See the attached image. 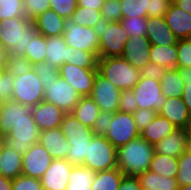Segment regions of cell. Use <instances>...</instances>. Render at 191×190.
Segmentation results:
<instances>
[{"instance_id":"cell-1","label":"cell","mask_w":191,"mask_h":190,"mask_svg":"<svg viewBox=\"0 0 191 190\" xmlns=\"http://www.w3.org/2000/svg\"><path fill=\"white\" fill-rule=\"evenodd\" d=\"M39 34L34 21L26 17L0 20V44L9 54L25 56L31 39Z\"/></svg>"},{"instance_id":"cell-2","label":"cell","mask_w":191,"mask_h":190,"mask_svg":"<svg viewBox=\"0 0 191 190\" xmlns=\"http://www.w3.org/2000/svg\"><path fill=\"white\" fill-rule=\"evenodd\" d=\"M154 145L139 136L117 149V167L126 176L138 177L149 170Z\"/></svg>"},{"instance_id":"cell-3","label":"cell","mask_w":191,"mask_h":190,"mask_svg":"<svg viewBox=\"0 0 191 190\" xmlns=\"http://www.w3.org/2000/svg\"><path fill=\"white\" fill-rule=\"evenodd\" d=\"M60 128L70 144L66 159L73 166H83L88 150V140L95 135L93 129L86 127L71 113L64 115Z\"/></svg>"},{"instance_id":"cell-4","label":"cell","mask_w":191,"mask_h":190,"mask_svg":"<svg viewBox=\"0 0 191 190\" xmlns=\"http://www.w3.org/2000/svg\"><path fill=\"white\" fill-rule=\"evenodd\" d=\"M97 70L120 91L133 89L140 78V70L121 56L98 58Z\"/></svg>"},{"instance_id":"cell-5","label":"cell","mask_w":191,"mask_h":190,"mask_svg":"<svg viewBox=\"0 0 191 190\" xmlns=\"http://www.w3.org/2000/svg\"><path fill=\"white\" fill-rule=\"evenodd\" d=\"M92 29L99 37L98 58L122 56L129 36L121 22H109L102 17Z\"/></svg>"},{"instance_id":"cell-6","label":"cell","mask_w":191,"mask_h":190,"mask_svg":"<svg viewBox=\"0 0 191 190\" xmlns=\"http://www.w3.org/2000/svg\"><path fill=\"white\" fill-rule=\"evenodd\" d=\"M83 166L94 172L116 168L117 148L105 136L95 134L88 140V150Z\"/></svg>"},{"instance_id":"cell-7","label":"cell","mask_w":191,"mask_h":190,"mask_svg":"<svg viewBox=\"0 0 191 190\" xmlns=\"http://www.w3.org/2000/svg\"><path fill=\"white\" fill-rule=\"evenodd\" d=\"M13 88L12 100L30 108L44 100V90L34 69L22 76H15Z\"/></svg>"},{"instance_id":"cell-8","label":"cell","mask_w":191,"mask_h":190,"mask_svg":"<svg viewBox=\"0 0 191 190\" xmlns=\"http://www.w3.org/2000/svg\"><path fill=\"white\" fill-rule=\"evenodd\" d=\"M139 136L140 132L132 113L120 111L113 113V119L105 137L117 149Z\"/></svg>"},{"instance_id":"cell-9","label":"cell","mask_w":191,"mask_h":190,"mask_svg":"<svg viewBox=\"0 0 191 190\" xmlns=\"http://www.w3.org/2000/svg\"><path fill=\"white\" fill-rule=\"evenodd\" d=\"M44 90V101L52 103L64 113H72L80 99V95L63 78L47 83Z\"/></svg>"},{"instance_id":"cell-10","label":"cell","mask_w":191,"mask_h":190,"mask_svg":"<svg viewBox=\"0 0 191 190\" xmlns=\"http://www.w3.org/2000/svg\"><path fill=\"white\" fill-rule=\"evenodd\" d=\"M40 132L35 120H20L3 140L10 148L23 155L34 143H38Z\"/></svg>"},{"instance_id":"cell-11","label":"cell","mask_w":191,"mask_h":190,"mask_svg":"<svg viewBox=\"0 0 191 190\" xmlns=\"http://www.w3.org/2000/svg\"><path fill=\"white\" fill-rule=\"evenodd\" d=\"M138 109H150L159 112L166 102L162 95L160 81L140 77L138 83L133 87Z\"/></svg>"},{"instance_id":"cell-12","label":"cell","mask_w":191,"mask_h":190,"mask_svg":"<svg viewBox=\"0 0 191 190\" xmlns=\"http://www.w3.org/2000/svg\"><path fill=\"white\" fill-rule=\"evenodd\" d=\"M63 37L68 46L92 52L98 57L99 37L91 27L81 26L68 20Z\"/></svg>"},{"instance_id":"cell-13","label":"cell","mask_w":191,"mask_h":190,"mask_svg":"<svg viewBox=\"0 0 191 190\" xmlns=\"http://www.w3.org/2000/svg\"><path fill=\"white\" fill-rule=\"evenodd\" d=\"M60 77L68 82L80 96H89L93 89L97 69H84L70 63L60 68Z\"/></svg>"},{"instance_id":"cell-14","label":"cell","mask_w":191,"mask_h":190,"mask_svg":"<svg viewBox=\"0 0 191 190\" xmlns=\"http://www.w3.org/2000/svg\"><path fill=\"white\" fill-rule=\"evenodd\" d=\"M121 91L98 72L89 95L103 112L115 113L119 109Z\"/></svg>"},{"instance_id":"cell-15","label":"cell","mask_w":191,"mask_h":190,"mask_svg":"<svg viewBox=\"0 0 191 190\" xmlns=\"http://www.w3.org/2000/svg\"><path fill=\"white\" fill-rule=\"evenodd\" d=\"M53 158L41 145L34 143L31 148L23 154L22 174L41 179L44 172L49 168Z\"/></svg>"},{"instance_id":"cell-16","label":"cell","mask_w":191,"mask_h":190,"mask_svg":"<svg viewBox=\"0 0 191 190\" xmlns=\"http://www.w3.org/2000/svg\"><path fill=\"white\" fill-rule=\"evenodd\" d=\"M20 120H34L31 108L14 100L2 101L0 138H4Z\"/></svg>"},{"instance_id":"cell-17","label":"cell","mask_w":191,"mask_h":190,"mask_svg":"<svg viewBox=\"0 0 191 190\" xmlns=\"http://www.w3.org/2000/svg\"><path fill=\"white\" fill-rule=\"evenodd\" d=\"M73 165L67 159H53L40 179L44 190H66Z\"/></svg>"},{"instance_id":"cell-18","label":"cell","mask_w":191,"mask_h":190,"mask_svg":"<svg viewBox=\"0 0 191 190\" xmlns=\"http://www.w3.org/2000/svg\"><path fill=\"white\" fill-rule=\"evenodd\" d=\"M151 43L146 36L129 37L124 45L123 57L134 68L141 70L148 63H151Z\"/></svg>"},{"instance_id":"cell-19","label":"cell","mask_w":191,"mask_h":190,"mask_svg":"<svg viewBox=\"0 0 191 190\" xmlns=\"http://www.w3.org/2000/svg\"><path fill=\"white\" fill-rule=\"evenodd\" d=\"M31 112L40 131L59 128L66 114L56 105L44 100L31 107Z\"/></svg>"},{"instance_id":"cell-20","label":"cell","mask_w":191,"mask_h":190,"mask_svg":"<svg viewBox=\"0 0 191 190\" xmlns=\"http://www.w3.org/2000/svg\"><path fill=\"white\" fill-rule=\"evenodd\" d=\"M39 143L49 152L53 159H66L70 144L64 137L61 128L40 132Z\"/></svg>"},{"instance_id":"cell-21","label":"cell","mask_w":191,"mask_h":190,"mask_svg":"<svg viewBox=\"0 0 191 190\" xmlns=\"http://www.w3.org/2000/svg\"><path fill=\"white\" fill-rule=\"evenodd\" d=\"M188 149L189 140L186 129H176L154 145L155 153L175 158H179Z\"/></svg>"},{"instance_id":"cell-22","label":"cell","mask_w":191,"mask_h":190,"mask_svg":"<svg viewBox=\"0 0 191 190\" xmlns=\"http://www.w3.org/2000/svg\"><path fill=\"white\" fill-rule=\"evenodd\" d=\"M164 18L178 40L191 38V14L171 2Z\"/></svg>"},{"instance_id":"cell-23","label":"cell","mask_w":191,"mask_h":190,"mask_svg":"<svg viewBox=\"0 0 191 190\" xmlns=\"http://www.w3.org/2000/svg\"><path fill=\"white\" fill-rule=\"evenodd\" d=\"M158 114L167 118L177 129H186L191 120L187 106L183 99L178 97L166 98Z\"/></svg>"},{"instance_id":"cell-24","label":"cell","mask_w":191,"mask_h":190,"mask_svg":"<svg viewBox=\"0 0 191 190\" xmlns=\"http://www.w3.org/2000/svg\"><path fill=\"white\" fill-rule=\"evenodd\" d=\"M146 37L153 45L170 46L178 41L164 17H147Z\"/></svg>"},{"instance_id":"cell-25","label":"cell","mask_w":191,"mask_h":190,"mask_svg":"<svg viewBox=\"0 0 191 190\" xmlns=\"http://www.w3.org/2000/svg\"><path fill=\"white\" fill-rule=\"evenodd\" d=\"M33 21L39 34L45 37L63 35L67 23L66 19L51 9L40 14Z\"/></svg>"},{"instance_id":"cell-26","label":"cell","mask_w":191,"mask_h":190,"mask_svg":"<svg viewBox=\"0 0 191 190\" xmlns=\"http://www.w3.org/2000/svg\"><path fill=\"white\" fill-rule=\"evenodd\" d=\"M23 155L10 148L3 140L0 151V175L11 180L22 174Z\"/></svg>"},{"instance_id":"cell-27","label":"cell","mask_w":191,"mask_h":190,"mask_svg":"<svg viewBox=\"0 0 191 190\" xmlns=\"http://www.w3.org/2000/svg\"><path fill=\"white\" fill-rule=\"evenodd\" d=\"M176 129L167 118L157 114L156 118L140 132V136L155 145Z\"/></svg>"},{"instance_id":"cell-28","label":"cell","mask_w":191,"mask_h":190,"mask_svg":"<svg viewBox=\"0 0 191 190\" xmlns=\"http://www.w3.org/2000/svg\"><path fill=\"white\" fill-rule=\"evenodd\" d=\"M100 112L99 106L90 96H81L71 114L86 127L93 128Z\"/></svg>"},{"instance_id":"cell-29","label":"cell","mask_w":191,"mask_h":190,"mask_svg":"<svg viewBox=\"0 0 191 190\" xmlns=\"http://www.w3.org/2000/svg\"><path fill=\"white\" fill-rule=\"evenodd\" d=\"M138 178L142 189L179 190L180 187L176 178L164 177L150 170L141 173Z\"/></svg>"},{"instance_id":"cell-30","label":"cell","mask_w":191,"mask_h":190,"mask_svg":"<svg viewBox=\"0 0 191 190\" xmlns=\"http://www.w3.org/2000/svg\"><path fill=\"white\" fill-rule=\"evenodd\" d=\"M177 56V43L170 46L151 44L149 54L151 63L163 66L166 69H173L176 68Z\"/></svg>"},{"instance_id":"cell-31","label":"cell","mask_w":191,"mask_h":190,"mask_svg":"<svg viewBox=\"0 0 191 190\" xmlns=\"http://www.w3.org/2000/svg\"><path fill=\"white\" fill-rule=\"evenodd\" d=\"M46 62L60 68L67 54V44L63 35L46 37Z\"/></svg>"},{"instance_id":"cell-32","label":"cell","mask_w":191,"mask_h":190,"mask_svg":"<svg viewBox=\"0 0 191 190\" xmlns=\"http://www.w3.org/2000/svg\"><path fill=\"white\" fill-rule=\"evenodd\" d=\"M162 95L165 98H181L184 90V83L179 69H167L160 80Z\"/></svg>"},{"instance_id":"cell-33","label":"cell","mask_w":191,"mask_h":190,"mask_svg":"<svg viewBox=\"0 0 191 190\" xmlns=\"http://www.w3.org/2000/svg\"><path fill=\"white\" fill-rule=\"evenodd\" d=\"M96 172L84 166H73L66 190H91Z\"/></svg>"},{"instance_id":"cell-34","label":"cell","mask_w":191,"mask_h":190,"mask_svg":"<svg viewBox=\"0 0 191 190\" xmlns=\"http://www.w3.org/2000/svg\"><path fill=\"white\" fill-rule=\"evenodd\" d=\"M124 173L118 168L96 172L91 190H118Z\"/></svg>"},{"instance_id":"cell-35","label":"cell","mask_w":191,"mask_h":190,"mask_svg":"<svg viewBox=\"0 0 191 190\" xmlns=\"http://www.w3.org/2000/svg\"><path fill=\"white\" fill-rule=\"evenodd\" d=\"M149 170L164 177L176 178L178 173V158L154 153Z\"/></svg>"},{"instance_id":"cell-36","label":"cell","mask_w":191,"mask_h":190,"mask_svg":"<svg viewBox=\"0 0 191 190\" xmlns=\"http://www.w3.org/2000/svg\"><path fill=\"white\" fill-rule=\"evenodd\" d=\"M64 63L74 64L84 69H97L98 57L92 52L79 50L67 45Z\"/></svg>"},{"instance_id":"cell-37","label":"cell","mask_w":191,"mask_h":190,"mask_svg":"<svg viewBox=\"0 0 191 190\" xmlns=\"http://www.w3.org/2000/svg\"><path fill=\"white\" fill-rule=\"evenodd\" d=\"M46 37L38 34L31 39L29 48L25 52V57L32 65L35 63L46 62Z\"/></svg>"},{"instance_id":"cell-38","label":"cell","mask_w":191,"mask_h":190,"mask_svg":"<svg viewBox=\"0 0 191 190\" xmlns=\"http://www.w3.org/2000/svg\"><path fill=\"white\" fill-rule=\"evenodd\" d=\"M122 17H148L150 0H120Z\"/></svg>"},{"instance_id":"cell-39","label":"cell","mask_w":191,"mask_h":190,"mask_svg":"<svg viewBox=\"0 0 191 190\" xmlns=\"http://www.w3.org/2000/svg\"><path fill=\"white\" fill-rule=\"evenodd\" d=\"M101 18L102 14L99 10L77 7L73 12L70 21L81 26L92 28V26H94Z\"/></svg>"},{"instance_id":"cell-40","label":"cell","mask_w":191,"mask_h":190,"mask_svg":"<svg viewBox=\"0 0 191 190\" xmlns=\"http://www.w3.org/2000/svg\"><path fill=\"white\" fill-rule=\"evenodd\" d=\"M120 22L129 37L146 36L147 17H122Z\"/></svg>"},{"instance_id":"cell-41","label":"cell","mask_w":191,"mask_h":190,"mask_svg":"<svg viewBox=\"0 0 191 190\" xmlns=\"http://www.w3.org/2000/svg\"><path fill=\"white\" fill-rule=\"evenodd\" d=\"M176 180L180 186L191 184V150H186L178 158V173Z\"/></svg>"},{"instance_id":"cell-42","label":"cell","mask_w":191,"mask_h":190,"mask_svg":"<svg viewBox=\"0 0 191 190\" xmlns=\"http://www.w3.org/2000/svg\"><path fill=\"white\" fill-rule=\"evenodd\" d=\"M33 69L39 77L43 89L47 83L57 81V79L60 78L59 69L47 62L35 63Z\"/></svg>"},{"instance_id":"cell-43","label":"cell","mask_w":191,"mask_h":190,"mask_svg":"<svg viewBox=\"0 0 191 190\" xmlns=\"http://www.w3.org/2000/svg\"><path fill=\"white\" fill-rule=\"evenodd\" d=\"M25 17L23 0H0V20Z\"/></svg>"},{"instance_id":"cell-44","label":"cell","mask_w":191,"mask_h":190,"mask_svg":"<svg viewBox=\"0 0 191 190\" xmlns=\"http://www.w3.org/2000/svg\"><path fill=\"white\" fill-rule=\"evenodd\" d=\"M33 69V65L25 56L9 54L6 71L10 72L14 77L22 76Z\"/></svg>"},{"instance_id":"cell-45","label":"cell","mask_w":191,"mask_h":190,"mask_svg":"<svg viewBox=\"0 0 191 190\" xmlns=\"http://www.w3.org/2000/svg\"><path fill=\"white\" fill-rule=\"evenodd\" d=\"M177 69H184L191 67V38L179 39L177 41Z\"/></svg>"},{"instance_id":"cell-46","label":"cell","mask_w":191,"mask_h":190,"mask_svg":"<svg viewBox=\"0 0 191 190\" xmlns=\"http://www.w3.org/2000/svg\"><path fill=\"white\" fill-rule=\"evenodd\" d=\"M23 4L25 17L32 21L50 9V0H23Z\"/></svg>"},{"instance_id":"cell-47","label":"cell","mask_w":191,"mask_h":190,"mask_svg":"<svg viewBox=\"0 0 191 190\" xmlns=\"http://www.w3.org/2000/svg\"><path fill=\"white\" fill-rule=\"evenodd\" d=\"M50 9L68 21L77 9V0H50Z\"/></svg>"},{"instance_id":"cell-48","label":"cell","mask_w":191,"mask_h":190,"mask_svg":"<svg viewBox=\"0 0 191 190\" xmlns=\"http://www.w3.org/2000/svg\"><path fill=\"white\" fill-rule=\"evenodd\" d=\"M120 0H105L101 8L102 17L109 22H120L122 18Z\"/></svg>"},{"instance_id":"cell-49","label":"cell","mask_w":191,"mask_h":190,"mask_svg":"<svg viewBox=\"0 0 191 190\" xmlns=\"http://www.w3.org/2000/svg\"><path fill=\"white\" fill-rule=\"evenodd\" d=\"M12 190H44L40 179L21 174L12 180Z\"/></svg>"},{"instance_id":"cell-50","label":"cell","mask_w":191,"mask_h":190,"mask_svg":"<svg viewBox=\"0 0 191 190\" xmlns=\"http://www.w3.org/2000/svg\"><path fill=\"white\" fill-rule=\"evenodd\" d=\"M15 77L8 71H0V101L12 100Z\"/></svg>"},{"instance_id":"cell-51","label":"cell","mask_w":191,"mask_h":190,"mask_svg":"<svg viewBox=\"0 0 191 190\" xmlns=\"http://www.w3.org/2000/svg\"><path fill=\"white\" fill-rule=\"evenodd\" d=\"M137 109L138 105L133 90L128 89L121 91L118 111L133 114Z\"/></svg>"},{"instance_id":"cell-52","label":"cell","mask_w":191,"mask_h":190,"mask_svg":"<svg viewBox=\"0 0 191 190\" xmlns=\"http://www.w3.org/2000/svg\"><path fill=\"white\" fill-rule=\"evenodd\" d=\"M158 112L150 109H137L133 113V117L135 119V123L137 125V128L139 132H141L143 129L149 125L153 119L156 118Z\"/></svg>"},{"instance_id":"cell-53","label":"cell","mask_w":191,"mask_h":190,"mask_svg":"<svg viewBox=\"0 0 191 190\" xmlns=\"http://www.w3.org/2000/svg\"><path fill=\"white\" fill-rule=\"evenodd\" d=\"M112 119H113V113L101 111L92 128L94 134L105 136L106 133L108 132Z\"/></svg>"},{"instance_id":"cell-54","label":"cell","mask_w":191,"mask_h":190,"mask_svg":"<svg viewBox=\"0 0 191 190\" xmlns=\"http://www.w3.org/2000/svg\"><path fill=\"white\" fill-rule=\"evenodd\" d=\"M172 0H150L147 8L148 17H164Z\"/></svg>"},{"instance_id":"cell-55","label":"cell","mask_w":191,"mask_h":190,"mask_svg":"<svg viewBox=\"0 0 191 190\" xmlns=\"http://www.w3.org/2000/svg\"><path fill=\"white\" fill-rule=\"evenodd\" d=\"M166 70L167 69L163 66L154 63H148L140 70V77L160 81Z\"/></svg>"},{"instance_id":"cell-56","label":"cell","mask_w":191,"mask_h":190,"mask_svg":"<svg viewBox=\"0 0 191 190\" xmlns=\"http://www.w3.org/2000/svg\"><path fill=\"white\" fill-rule=\"evenodd\" d=\"M118 190H142L139 178L124 175Z\"/></svg>"},{"instance_id":"cell-57","label":"cell","mask_w":191,"mask_h":190,"mask_svg":"<svg viewBox=\"0 0 191 190\" xmlns=\"http://www.w3.org/2000/svg\"><path fill=\"white\" fill-rule=\"evenodd\" d=\"M105 0H77V7L95 9L101 11Z\"/></svg>"},{"instance_id":"cell-58","label":"cell","mask_w":191,"mask_h":190,"mask_svg":"<svg viewBox=\"0 0 191 190\" xmlns=\"http://www.w3.org/2000/svg\"><path fill=\"white\" fill-rule=\"evenodd\" d=\"M191 114V84H185L183 94L181 97Z\"/></svg>"},{"instance_id":"cell-59","label":"cell","mask_w":191,"mask_h":190,"mask_svg":"<svg viewBox=\"0 0 191 190\" xmlns=\"http://www.w3.org/2000/svg\"><path fill=\"white\" fill-rule=\"evenodd\" d=\"M9 52L0 44V71H5L7 67Z\"/></svg>"},{"instance_id":"cell-60","label":"cell","mask_w":191,"mask_h":190,"mask_svg":"<svg viewBox=\"0 0 191 190\" xmlns=\"http://www.w3.org/2000/svg\"><path fill=\"white\" fill-rule=\"evenodd\" d=\"M172 2L180 9L185 10L191 14V0H172Z\"/></svg>"},{"instance_id":"cell-61","label":"cell","mask_w":191,"mask_h":190,"mask_svg":"<svg viewBox=\"0 0 191 190\" xmlns=\"http://www.w3.org/2000/svg\"><path fill=\"white\" fill-rule=\"evenodd\" d=\"M184 85L191 84V67L179 69Z\"/></svg>"},{"instance_id":"cell-62","label":"cell","mask_w":191,"mask_h":190,"mask_svg":"<svg viewBox=\"0 0 191 190\" xmlns=\"http://www.w3.org/2000/svg\"><path fill=\"white\" fill-rule=\"evenodd\" d=\"M0 190H12V180L0 175Z\"/></svg>"},{"instance_id":"cell-63","label":"cell","mask_w":191,"mask_h":190,"mask_svg":"<svg viewBox=\"0 0 191 190\" xmlns=\"http://www.w3.org/2000/svg\"><path fill=\"white\" fill-rule=\"evenodd\" d=\"M186 131H187V137L189 140V149L191 150V120H190L189 125L186 128Z\"/></svg>"},{"instance_id":"cell-64","label":"cell","mask_w":191,"mask_h":190,"mask_svg":"<svg viewBox=\"0 0 191 190\" xmlns=\"http://www.w3.org/2000/svg\"><path fill=\"white\" fill-rule=\"evenodd\" d=\"M179 190H191V184L185 185V186H180Z\"/></svg>"},{"instance_id":"cell-65","label":"cell","mask_w":191,"mask_h":190,"mask_svg":"<svg viewBox=\"0 0 191 190\" xmlns=\"http://www.w3.org/2000/svg\"><path fill=\"white\" fill-rule=\"evenodd\" d=\"M3 144V138H0V151H1V145Z\"/></svg>"},{"instance_id":"cell-66","label":"cell","mask_w":191,"mask_h":190,"mask_svg":"<svg viewBox=\"0 0 191 190\" xmlns=\"http://www.w3.org/2000/svg\"><path fill=\"white\" fill-rule=\"evenodd\" d=\"M1 107H2V101H0V118H1Z\"/></svg>"}]
</instances>
